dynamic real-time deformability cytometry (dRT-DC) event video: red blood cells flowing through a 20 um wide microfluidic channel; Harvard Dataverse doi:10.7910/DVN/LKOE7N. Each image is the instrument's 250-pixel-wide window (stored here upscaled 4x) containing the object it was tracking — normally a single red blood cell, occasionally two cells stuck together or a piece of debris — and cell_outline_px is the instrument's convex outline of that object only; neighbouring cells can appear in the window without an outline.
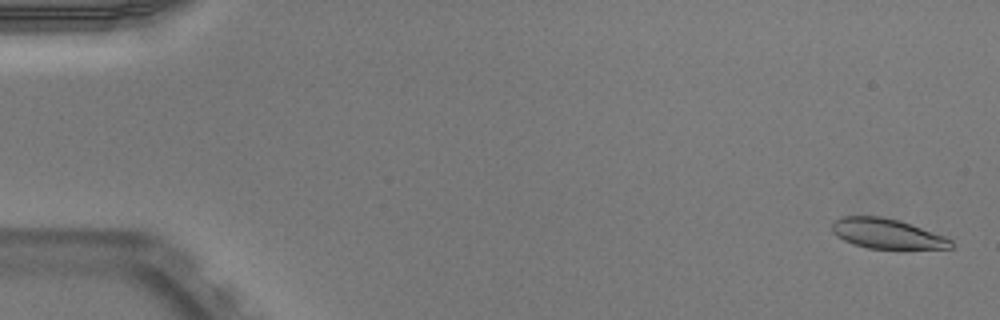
{"species": "Egyptian fruit bat (a non-hibernating species)", "species_latin": "Rousettus aegyptiacus", "temperature_condition": "warm", "stored_images_in_passage": 52, "camera_frame_rate_fps": 3000, "um_per_image_px": 0.085, "animal": {"sex": "male"}, "frame": {"image": 1, "passage_image": 2, "time_ms": 0.333, "image_size_px": [1000, 320], "cell_outline_px": [[952, 248], [868, 248], [852, 244], [836, 236], [832, 232], [832, 220], [840, 216], [884, 216], [912, 224], [944, 236], [952, 240]], "centroid_in_image_um": [75.33, 19.84], "position_along_channel_um": 9.7, "area_um2": 20.75}}
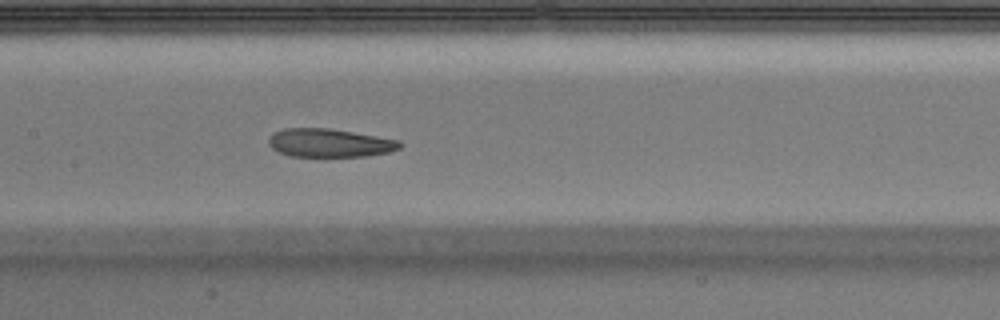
{"frame": {"image": 2, "passage_image": 26, "time_ms": 8.333, "image_size_px": [1000, 320], "cell_outline_px": [[404, 144], [400, 148], [388, 152], [368, 156], [288, 156], [272, 148], [268, 144], [268, 140], [276, 132], [284, 128], [328, 128], [400, 140]], "centroid_in_image_um": [28.04, 12.15], "position_along_channel_um": 179.4, "area_um2": 21.56}}
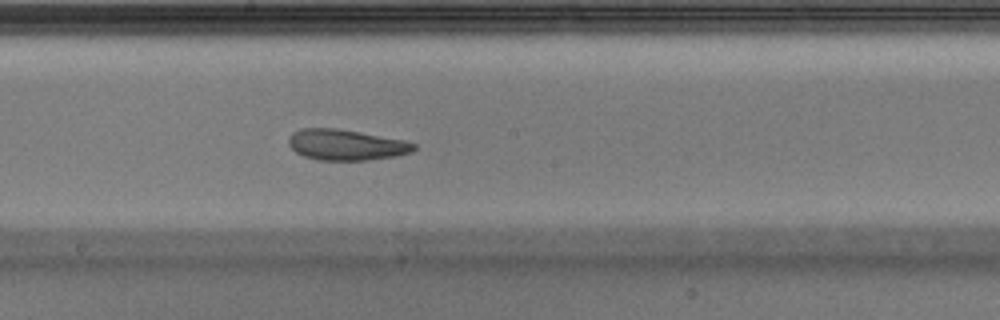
{"frame": {"image": 3, "passage_image": 29, "time_ms": 9.333, "image_size_px": [1000, 320], "cell_outline_px": [[416, 148], [412, 152], [396, 156], [368, 160], [316, 160], [304, 156], [296, 152], [288, 144], [288, 136], [292, 132], [300, 128], [336, 128], [360, 132], [404, 140], [416, 144]], "centroid_in_image_um": [29.39, 12.31], "position_along_channel_um": 218.8, "area_um2": 22.6}, "authors_computed_cell_mechanics": {"area_um2": 23.0622, "velocity_mm_per_s": 3.9443, "shape_relaxation_time_tau1_ms": 9.0402, "shape_relaxation_time_tau2_ms": 3.2874, "deformation_change_tau1": 0.2247, "deformation_change_tau2": 0.1206}}